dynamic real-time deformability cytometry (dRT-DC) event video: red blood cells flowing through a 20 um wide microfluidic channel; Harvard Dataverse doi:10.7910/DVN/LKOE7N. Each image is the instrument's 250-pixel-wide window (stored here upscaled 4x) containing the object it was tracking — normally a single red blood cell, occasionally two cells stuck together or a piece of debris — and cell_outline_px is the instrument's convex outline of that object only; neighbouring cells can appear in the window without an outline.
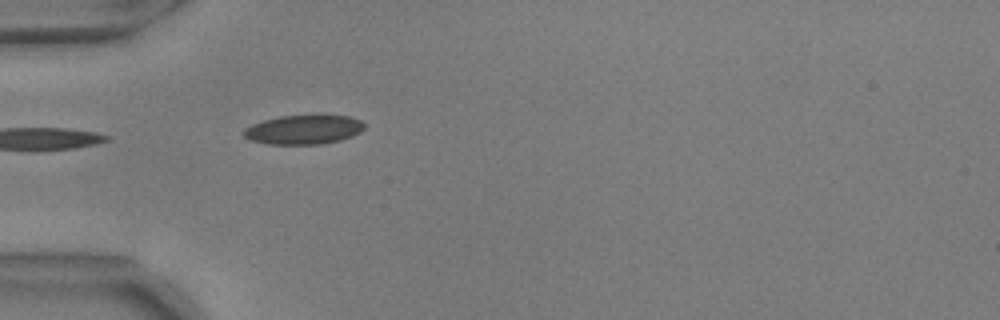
{"species": "common noctule bat (a hibernating species)", "species_latin": "Nyctalus noctula", "temperature_condition": "warm", "stored_images_in_passage": 19, "camera_frame_rate_fps": 3000, "um_per_image_px": 0.085, "animal": {"sex": "male", "body_mass_g": 17.9, "forearm_length_mm": 54.2}, "frame": {"image": 1, "passage_image": 1, "time_ms": 0.0, "image_size_px": [1000, 320], "cell_outline_px": [[364, 128], [360, 132], [352, 136], [340, 140], [320, 144], [268, 144], [252, 140], [244, 136], [244, 128], [252, 124], [264, 120], [280, 116], [316, 112], [320, 112], [348, 116], [360, 120], [364, 124]], "centroid_in_image_um": [25.85, 10.96], "position_along_channel_um": 59.1, "area_um2": 21.27}}